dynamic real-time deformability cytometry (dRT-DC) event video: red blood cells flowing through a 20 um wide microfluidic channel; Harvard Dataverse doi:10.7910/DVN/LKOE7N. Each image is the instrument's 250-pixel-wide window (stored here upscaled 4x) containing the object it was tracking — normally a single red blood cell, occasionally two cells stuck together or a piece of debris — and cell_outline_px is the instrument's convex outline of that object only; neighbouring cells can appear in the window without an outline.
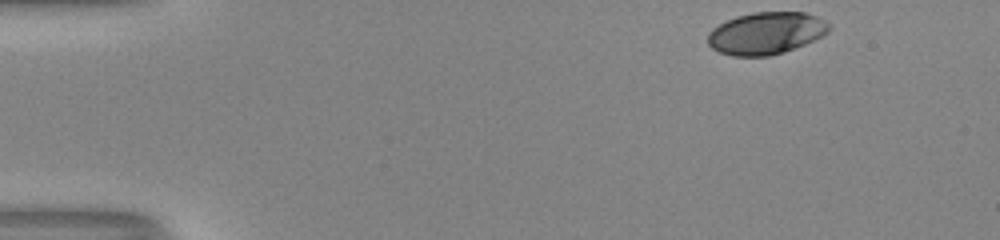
{"species": "human", "species_latin": "Homo sapiens", "temperature_condition": "room temperature", "stored_images_in_passage": 40, "camera_frame_rate_fps": 3000, "um_per_image_px": 0.085, "donor": {"sex": "male"}, "frame": {"image": 1, "passage_image": 1, "time_ms": 0.0, "image_size_px": [1000, 240], "cell_outline_px": [[828, 32], [804, 44], [784, 52], [768, 56], [732, 56], [720, 52], [712, 48], [708, 44], [708, 32], [712, 28], [736, 16], [752, 12], [804, 12], [816, 16], [828, 24]], "centroid_in_image_um": [65.06, 2.82], "position_along_channel_um": 19.9, "area_um2": 29.48}}
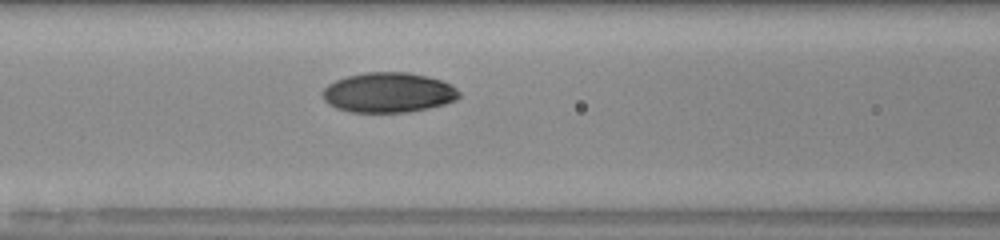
{"frame": {"image": 2, "passage_image": 18, "time_ms": 5.667, "image_size_px": [1000, 240], "cell_outline_px": [[460, 96], [456, 100], [444, 104], [428, 108], [408, 112], [352, 112], [336, 108], [328, 104], [324, 100], [324, 88], [328, 84], [336, 80], [348, 76], [364, 72], [408, 72], [440, 80], [456, 88], [460, 92]], "centroid_in_image_um": [33.01, 7.87], "position_along_channel_um": 133.6, "area_um2": 31.62}}
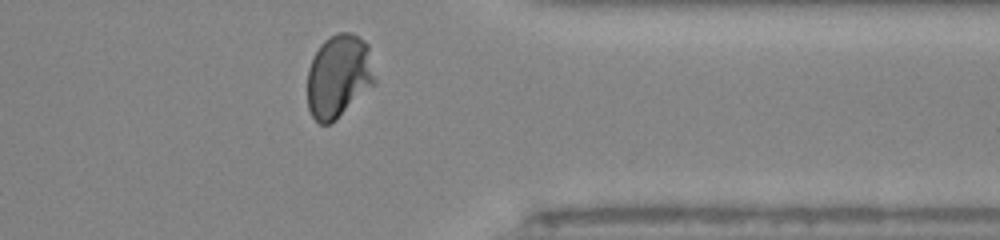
{"frame": {"image": 3, "passage_image": 37, "time_ms": 12.0, "image_size_px": [1000, 240], "cell_outline_px": [[376, 84], [336, 120], [328, 124], [320, 124], [312, 116], [308, 108], [308, 68], [320, 44], [324, 40], [336, 32], [352, 32], [364, 40], [368, 44], [376, 80]], "centroid_in_image_um": [28.81, 6.47], "position_along_channel_um": 382.6, "area_um2": 33.06}, "authors_computed_cell_mechanics": {"area_um2": 31.4721, "velocity_mm_per_s": 4.063, "shape_relaxation_time_tau1_ms": 4.29, "shape_relaxation_time_tau2_ms": 1.0055, "deformation_change_tau1": 0.1693, "deformation_change_tau2": 0.0311}}